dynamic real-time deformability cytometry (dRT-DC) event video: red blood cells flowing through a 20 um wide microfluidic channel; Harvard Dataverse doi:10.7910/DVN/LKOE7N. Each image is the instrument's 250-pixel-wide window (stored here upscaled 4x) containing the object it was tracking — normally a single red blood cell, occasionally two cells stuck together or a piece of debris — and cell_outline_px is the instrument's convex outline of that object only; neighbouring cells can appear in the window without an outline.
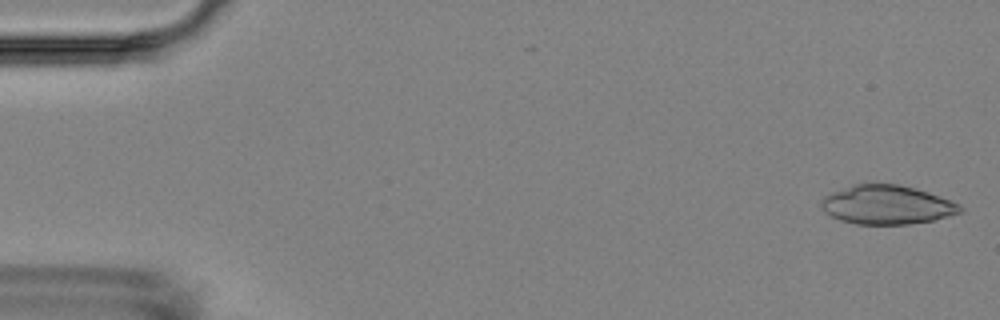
{"species": "Egyptian fruit bat (a non-hibernating species)", "species_latin": "Rousettus aegyptiacus", "temperature_condition": "room temperature", "stored_images_in_passage": 4, "camera_frame_rate_fps": 3000, "um_per_image_px": 0.085, "animal": {"sex": "female"}, "frame": {"image": 1, "passage_image": 1, "time_ms": 0.0, "image_size_px": [1000, 320], "cell_outline_px": [[964, 212], [932, 220], [908, 224], [856, 224], [840, 220], [824, 212], [820, 204], [820, 200], [824, 196], [832, 192], [852, 184], [896, 184], [928, 192], [960, 204], [964, 208]], "centroid_in_image_um": [75.37, 17.41], "position_along_channel_um": 9.6, "area_um2": 31.44}}
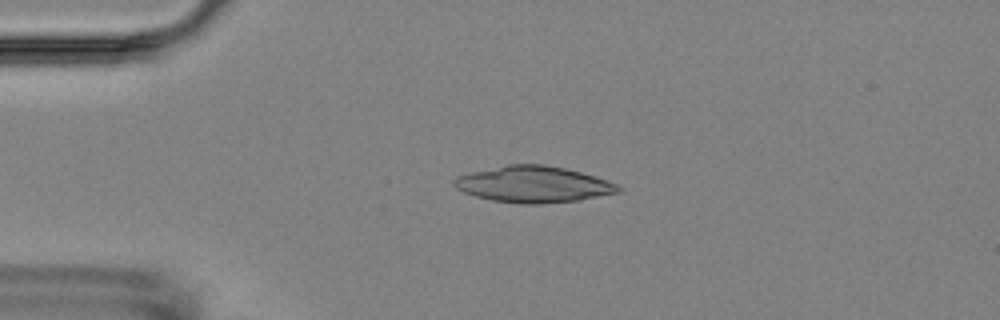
{"frame": {"image": 2, "passage_image": 4, "time_ms": 3.667, "image_size_px": [1000, 320], "cell_outline_px": [[624, 188], [620, 192], [580, 200], [540, 204], [520, 204], [492, 200], [476, 196], [464, 192], [456, 188], [452, 184], [452, 180], [456, 176], [472, 172], [508, 164], [544, 164], [564, 168], [580, 172], [616, 184]], "centroid_in_image_um": [45.32, 15.67], "position_along_channel_um": 39.7, "area_um2": 34.62}}